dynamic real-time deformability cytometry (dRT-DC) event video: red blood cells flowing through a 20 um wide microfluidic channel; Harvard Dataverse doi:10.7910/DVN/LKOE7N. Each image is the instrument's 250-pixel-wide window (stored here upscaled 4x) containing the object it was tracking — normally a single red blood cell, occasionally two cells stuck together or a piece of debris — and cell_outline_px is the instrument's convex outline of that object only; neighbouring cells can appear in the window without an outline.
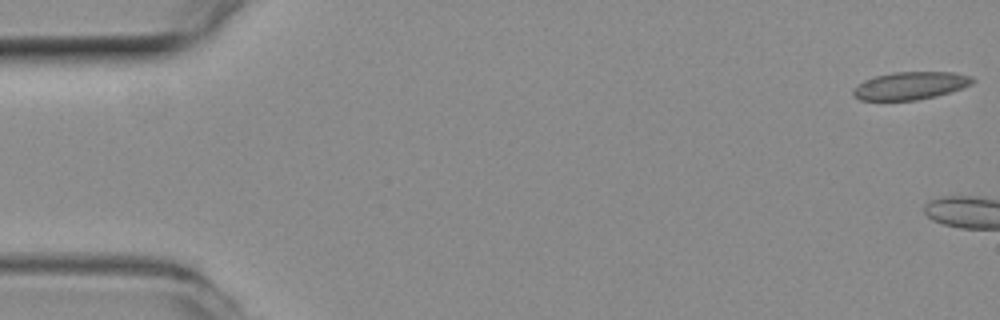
{"species": "common noctule bat (a hibernating species)", "species_latin": "Nyctalus noctula", "temperature_condition": "room temperature", "stored_images_in_passage": 9, "camera_frame_rate_fps": 3000, "um_per_image_px": 0.085, "animal": {"sex": "female", "body_mass_g": 19.3, "forearm_length_mm": 54.1}, "frame": {"image": 1, "passage_image": 1, "time_ms": 0.0, "image_size_px": [1000, 320], "cell_outline_px": [[976, 80], [972, 84], [936, 96], [916, 100], [860, 100], [852, 96], [852, 88], [856, 84], [864, 80], [876, 76], [892, 72], [952, 72], [972, 76]], "centroid_in_image_um": [77.33, 7.28], "position_along_channel_um": 7.7, "area_um2": 19.36}}